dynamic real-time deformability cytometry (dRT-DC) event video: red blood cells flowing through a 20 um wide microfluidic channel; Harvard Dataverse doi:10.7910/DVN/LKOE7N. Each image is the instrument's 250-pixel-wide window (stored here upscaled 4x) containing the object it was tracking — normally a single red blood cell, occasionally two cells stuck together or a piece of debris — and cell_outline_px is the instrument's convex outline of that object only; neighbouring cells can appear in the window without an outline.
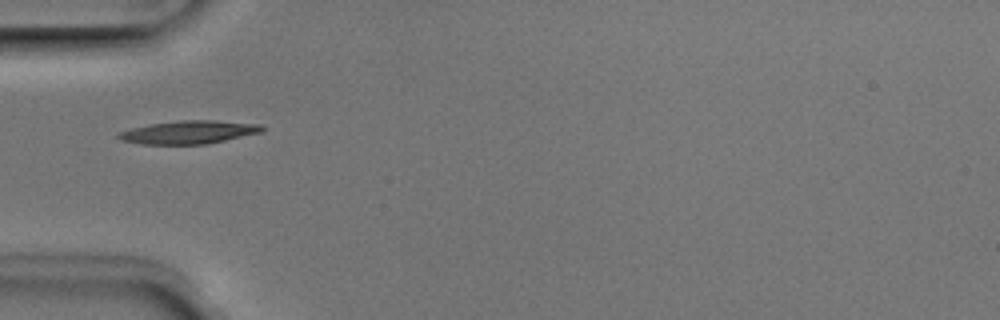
{"species": "Egyptian fruit bat (a non-hibernating species)", "species_latin": "Rousettus aegyptiacus", "temperature_condition": "room temperature", "stored_images_in_passage": 1, "camera_frame_rate_fps": 3000, "um_per_image_px": 0.085, "animal": {"sex": "male"}, "frame": {"image": 1, "passage_image": 1, "time_ms": 0.0, "image_size_px": [1000, 320], "cell_outline_px": [[268, 128], [260, 132], [224, 140], [204, 144], [144, 144], [120, 140], [116, 136], [120, 132], [132, 128], [148, 124], [180, 120], [216, 120], [264, 124]], "centroid_in_image_um": [16.09, 11.22], "position_along_channel_um": 68.9, "area_um2": 19.36}}